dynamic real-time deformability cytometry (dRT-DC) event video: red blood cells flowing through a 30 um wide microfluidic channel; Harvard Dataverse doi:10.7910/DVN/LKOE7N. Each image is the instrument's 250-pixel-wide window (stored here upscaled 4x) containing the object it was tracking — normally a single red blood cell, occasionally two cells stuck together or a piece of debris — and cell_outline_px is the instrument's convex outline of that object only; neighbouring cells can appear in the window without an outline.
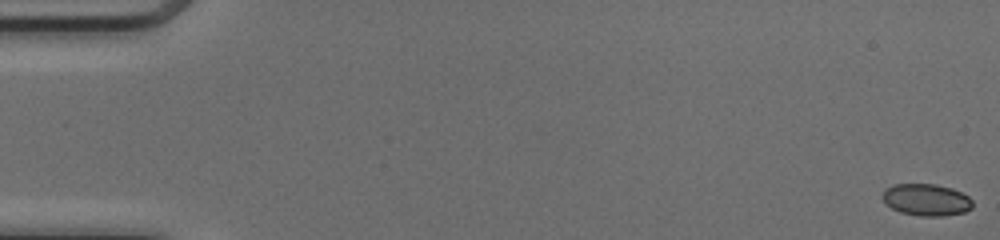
{"species": "common noctule bat (a hibernating species)", "species_latin": "Nyctalus noctula", "temperature_condition": "cold", "stored_images_in_passage": 51, "camera_frame_rate_fps": 3000, "um_per_image_px": 0.085, "animal": {"sex": "female", "body_mass_g": 17.0, "forearm_length_mm": 48.0}, "frame": {"image": 1, "passage_image": 1, "time_ms": 0.0, "image_size_px": [1000, 240], "cell_outline_px": [[972, 208], [964, 212], [944, 216], [920, 216], [900, 212], [892, 208], [880, 196], [884, 188], [892, 184], [936, 184], [952, 188], [968, 196], [972, 200]], "centroid_in_image_um": [78.72, 16.97], "position_along_channel_um": 6.3, "area_um2": 16.88}}
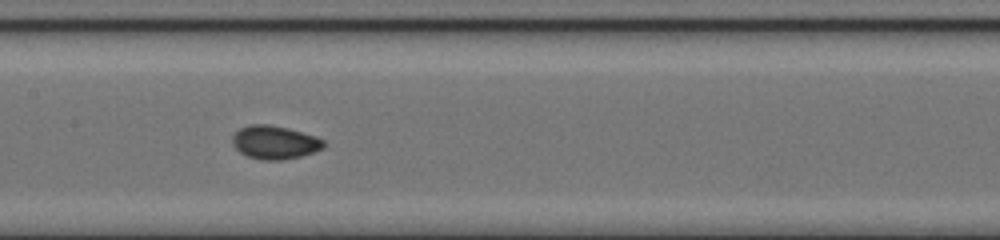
{"frame": {"image": 2, "passage_image": 26, "time_ms": 8.333, "image_size_px": [1000, 240], "cell_outline_px": [[324, 148], [300, 156], [280, 160], [264, 160], [248, 156], [240, 152], [232, 144], [232, 136], [240, 128], [248, 124], [268, 124], [288, 128], [316, 136], [324, 140]], "centroid_in_image_um": [23.34, 12.08], "position_along_channel_um": 184.1, "area_um2": 17.69}}
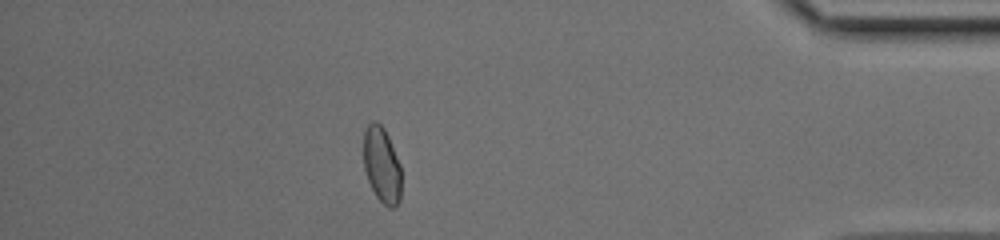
{"frame": {"image": 3, "passage_image": 45, "time_ms": 14.667, "image_size_px": [1000, 240], "cell_outline_px": [[400, 200], [396, 208], [388, 208], [376, 196], [368, 180], [364, 168], [364, 132], [368, 124], [372, 120], [376, 120], [384, 128], [388, 136], [400, 164]], "centroid_in_image_um": [32.45, 14.02], "position_along_channel_um": 402.7, "area_um2": 16.65}, "authors_computed_cell_mechanics": {"area_um2": 17.051, "velocity_mm_per_s": 4.1374, "shape_relaxation_time_tau1_ms": 4.1091, "shape_relaxation_time_tau2_ms": null, "deformation_change_tau1": 0.0961, "deformation_change_tau2": null}}